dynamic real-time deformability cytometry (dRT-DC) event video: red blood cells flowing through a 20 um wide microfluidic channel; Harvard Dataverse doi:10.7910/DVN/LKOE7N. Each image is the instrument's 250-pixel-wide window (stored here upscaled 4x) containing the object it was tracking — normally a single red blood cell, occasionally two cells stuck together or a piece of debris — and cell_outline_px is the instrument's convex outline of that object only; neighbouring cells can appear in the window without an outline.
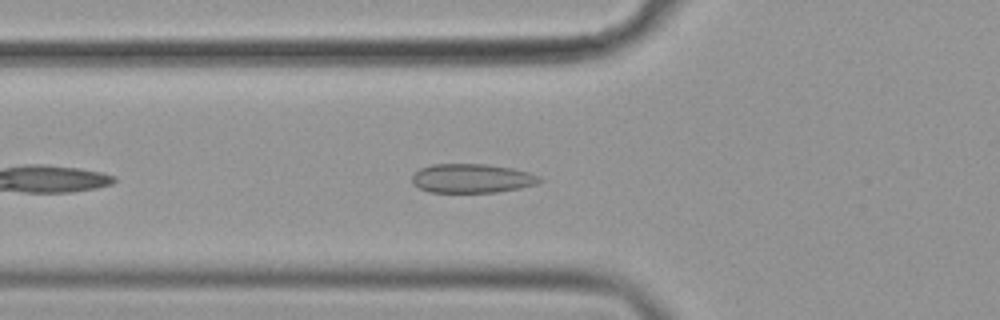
{"species": "common noctule bat (a hibernating species)", "species_latin": "Nyctalus noctula", "temperature_condition": "cold", "stored_images_in_passage": 44, "camera_frame_rate_fps": 3000, "um_per_image_px": 0.085, "animal": {"sex": "female", "body_mass_g": 19.9}, "frame": {"image": 1, "passage_image": 8, "time_ms": 2.333, "image_size_px": [1000, 320], "cell_outline_px": [[544, 180], [536, 184], [520, 188], [496, 192], [428, 192], [412, 184], [412, 176], [420, 168], [432, 164], [484, 164], [512, 168], [528, 172], [540, 176]], "centroid_in_image_um": [40.11, 15.16], "position_along_channel_um": 85.7, "area_um2": 21.62}}
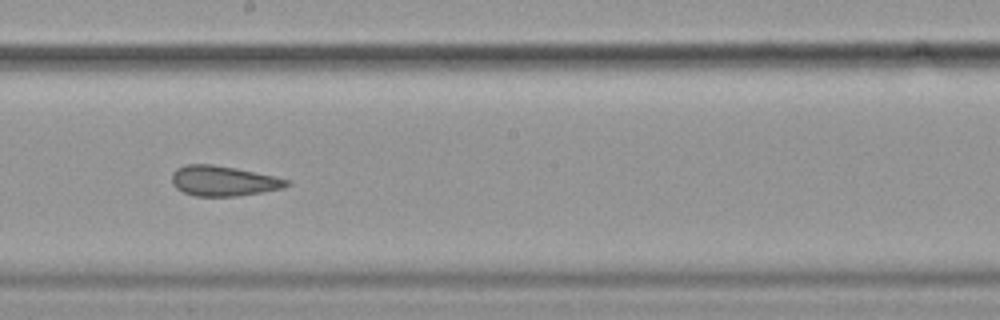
{"frame": {"image": 2, "passage_image": 20, "time_ms": 6.333, "image_size_px": [1000, 320], "cell_outline_px": [[292, 184], [284, 188], [236, 196], [196, 196], [184, 192], [176, 188], [172, 184], [172, 172], [176, 168], [184, 164], [212, 164], [236, 168], [276, 176], [292, 180]], "centroid_in_image_um": [19.01, 15.36], "position_along_channel_um": 229.2, "area_um2": 20.4}}
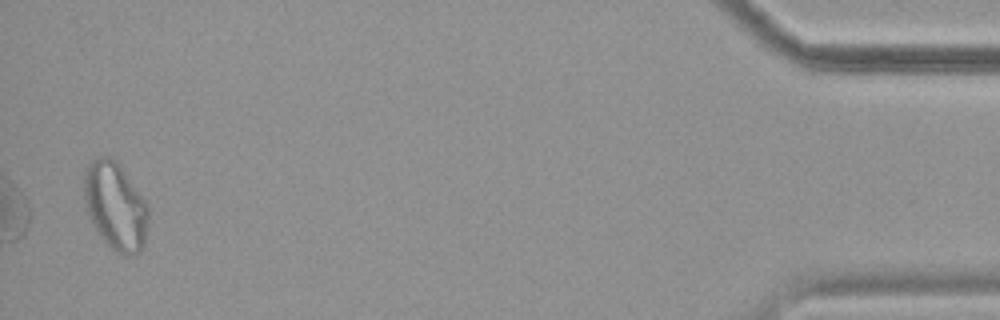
{"frame": {"image": 3, "passage_image": 43, "time_ms": 14.0, "image_size_px": [1000, 320], "cell_outline_px": [[148, 224], [144, 248], [140, 252], [128, 256], [112, 248], [104, 240], [92, 224], [84, 200], [84, 172], [88, 164], [92, 160], [100, 156], [108, 156], [116, 160], [120, 164], [144, 200], [148, 208]], "centroid_in_image_um": [9.81, 17.5], "position_along_channel_um": 425.4, "area_um2": 32.71}, "authors_computed_cell_mechanics": {"area_um2": 21.4727, "velocity_mm_per_s": 3.5775, "shape_relaxation_time_tau1_ms": null, "shape_relaxation_time_tau2_ms": 2.7345, "deformation_change_tau1": null, "deformation_change_tau2": 0.075}}